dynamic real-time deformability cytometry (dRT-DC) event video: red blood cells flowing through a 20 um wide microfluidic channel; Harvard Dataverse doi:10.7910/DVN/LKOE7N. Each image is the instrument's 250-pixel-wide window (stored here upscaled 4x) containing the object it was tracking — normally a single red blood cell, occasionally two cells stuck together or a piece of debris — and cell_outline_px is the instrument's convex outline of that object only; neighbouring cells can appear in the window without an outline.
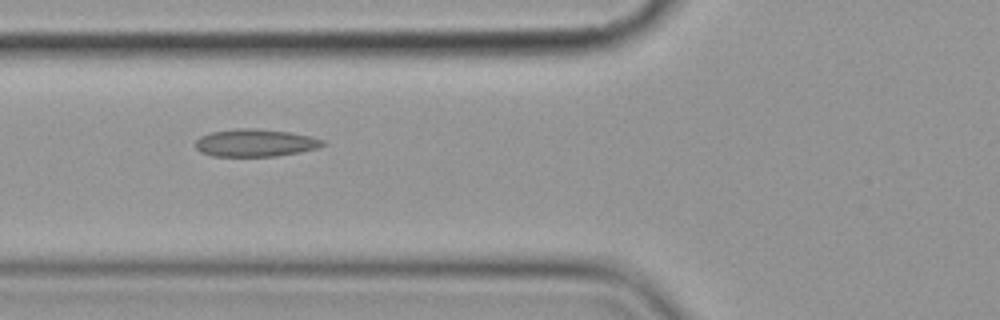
{"species": "common noctule bat (a hibernating species)", "species_latin": "Nyctalus noctula", "temperature_condition": "cold", "stored_images_in_passage": 9, "camera_frame_rate_fps": 3000, "um_per_image_px": 0.085, "animal": {"sex": "female", "body_mass_g": 19.9}, "frame": {"image": 1, "passage_image": 6, "time_ms": 5.667, "image_size_px": [1000, 320], "cell_outline_px": [[328, 144], [316, 148], [300, 152], [276, 156], [212, 156], [200, 152], [196, 148], [196, 140], [200, 136], [212, 132], [236, 128], [256, 128], [288, 132], [308, 136], [324, 140]], "centroid_in_image_um": [21.69, 12.14], "position_along_channel_um": 104.1, "area_um2": 20.4}}
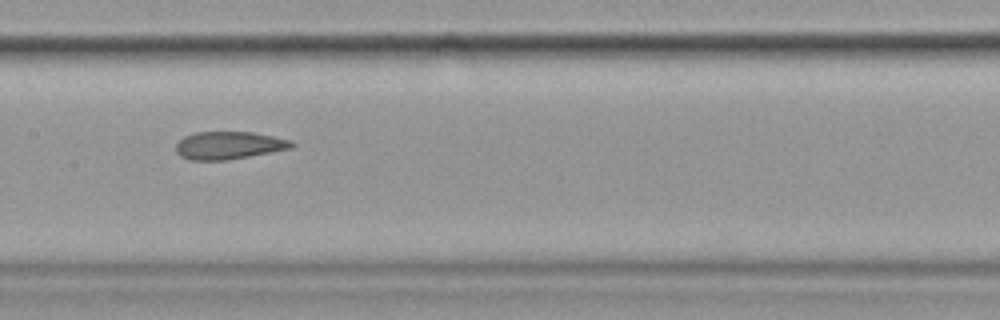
{"frame": {"image": 2, "passage_image": 8, "time_ms": 8.0, "image_size_px": [1000, 320], "cell_outline_px": [[296, 144], [292, 148], [228, 160], [188, 160], [180, 156], [176, 152], [176, 144], [184, 136], [196, 132], [252, 132], [292, 140]], "centroid_in_image_um": [19.45, 12.36], "position_along_channel_um": 188.0, "area_um2": 18.73}}
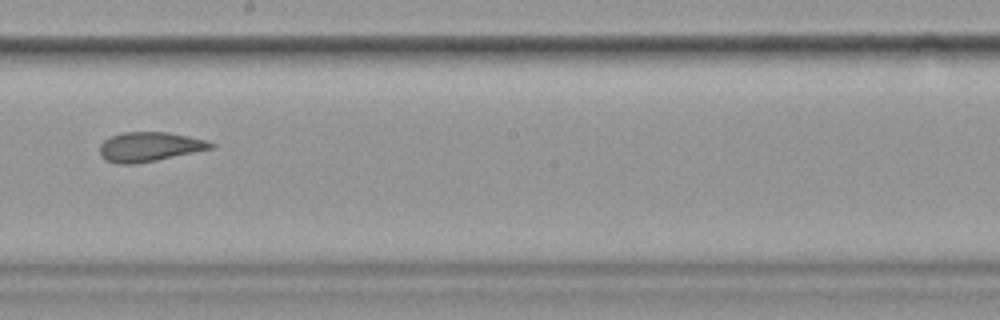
{"frame": {"image": 3, "passage_image": 9, "time_ms": 9.333, "image_size_px": [1000, 320], "cell_outline_px": [[216, 148], [156, 160], [132, 164], [116, 164], [104, 160], [100, 156], [100, 144], [104, 140], [112, 136], [124, 132], [168, 132], [208, 140], [216, 144]], "centroid_in_image_um": [12.73, 12.48], "position_along_channel_um": 235.5, "area_um2": 19.25}}